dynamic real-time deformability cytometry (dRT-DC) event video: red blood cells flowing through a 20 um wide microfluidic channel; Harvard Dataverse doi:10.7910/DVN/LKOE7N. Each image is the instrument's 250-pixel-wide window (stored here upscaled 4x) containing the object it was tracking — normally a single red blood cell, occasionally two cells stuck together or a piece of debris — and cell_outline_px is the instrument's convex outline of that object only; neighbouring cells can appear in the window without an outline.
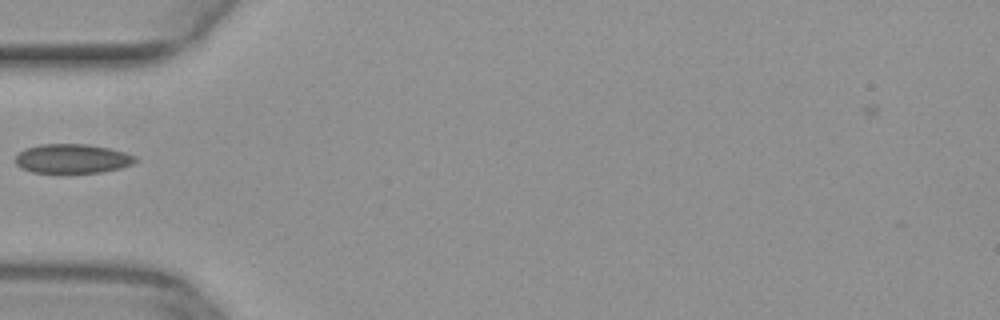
{"species": "common noctule bat (a hibernating species)", "species_latin": "Nyctalus noctula", "temperature_condition": "warm", "stored_images_in_passage": 34, "camera_frame_rate_fps": 3000, "um_per_image_px": 0.085, "animal": {"sex": "female", "body_mass_g": 29.2, "forearm_length_mm": 56.3}, "frame": {"image": 1, "passage_image": 1, "time_ms": 0.0, "image_size_px": [1000, 320], "cell_outline_px": [[136, 160], [132, 164], [120, 168], [104, 172], [32, 172], [16, 164], [16, 156], [24, 148], [40, 144], [88, 144], [108, 148], [124, 152], [136, 156]], "centroid_in_image_um": [6.15, 13.47], "position_along_channel_um": 78.8, "area_um2": 20.23}}
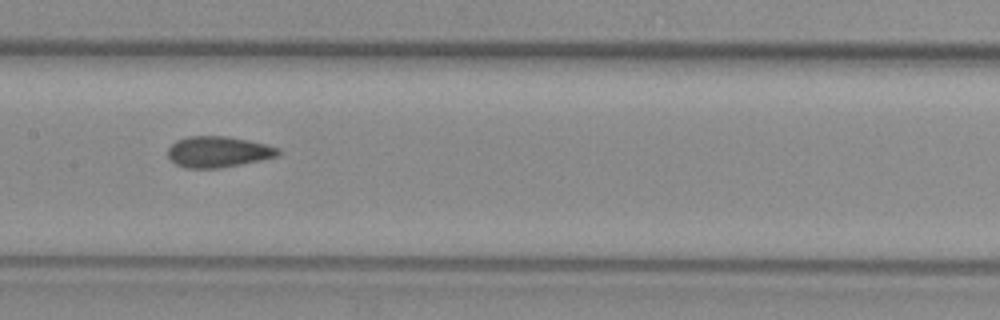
{"frame": {"image": 2, "passage_image": 9, "time_ms": 2.667, "image_size_px": [1000, 320], "cell_outline_px": [[280, 152], [276, 156], [260, 160], [220, 168], [184, 168], [176, 164], [168, 156], [168, 148], [176, 140], [188, 136], [228, 136], [248, 140], [280, 148]], "centroid_in_image_um": [18.52, 12.9], "position_along_channel_um": 188.9, "area_um2": 19.83}}
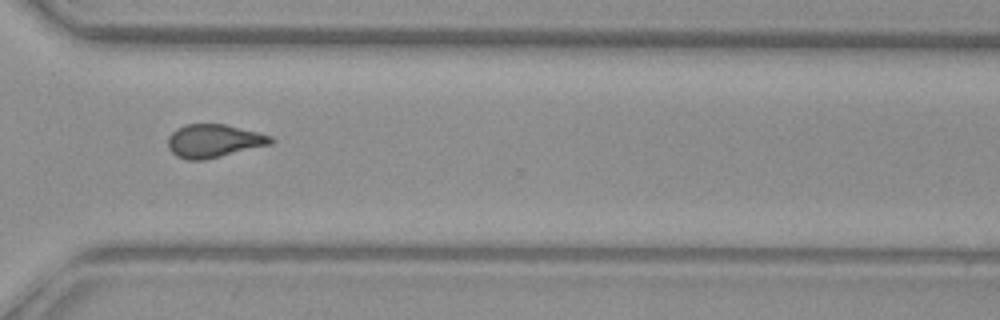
{"frame": {"image": 3, "passage_image": 21, "time_ms": 6.667, "image_size_px": [1000, 320], "cell_outline_px": [[276, 140], [272, 144], [204, 160], [188, 160], [176, 156], [168, 148], [168, 136], [176, 128], [184, 124], [224, 124], [260, 132], [272, 136]], "centroid_in_image_um": [18.19, 11.97], "position_along_channel_um": 352.4, "area_um2": 20.11}}